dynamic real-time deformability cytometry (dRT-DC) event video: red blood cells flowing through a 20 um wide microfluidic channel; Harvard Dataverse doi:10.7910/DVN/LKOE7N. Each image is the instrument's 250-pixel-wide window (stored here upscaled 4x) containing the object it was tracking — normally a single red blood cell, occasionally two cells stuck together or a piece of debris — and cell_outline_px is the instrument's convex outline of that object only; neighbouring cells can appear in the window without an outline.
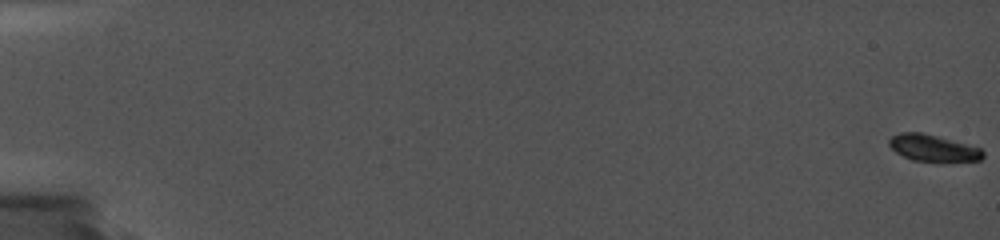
{"species": "common noctule bat (a hibernating species)", "species_latin": "Nyctalus noctula", "temperature_condition": "cold", "stored_images_in_passage": 9, "camera_frame_rate_fps": 5000, "um_per_image_px": 0.085, "animal": {"sex": "female", "body_mass_g": 19.0, "forearm_length_mm": 56.7}, "frame": {"image": 1, "passage_image": 1, "time_ms": 0.0, "image_size_px": [1000, 240], "cell_outline_px": [[984, 156], [980, 160], [912, 160], [896, 152], [888, 144], [888, 140], [892, 136], [900, 132], [920, 132], [936, 136], [980, 148], [984, 152]], "centroid_in_image_um": [79.26, 12.56], "position_along_channel_um": 5.7, "area_um2": 13.99}}